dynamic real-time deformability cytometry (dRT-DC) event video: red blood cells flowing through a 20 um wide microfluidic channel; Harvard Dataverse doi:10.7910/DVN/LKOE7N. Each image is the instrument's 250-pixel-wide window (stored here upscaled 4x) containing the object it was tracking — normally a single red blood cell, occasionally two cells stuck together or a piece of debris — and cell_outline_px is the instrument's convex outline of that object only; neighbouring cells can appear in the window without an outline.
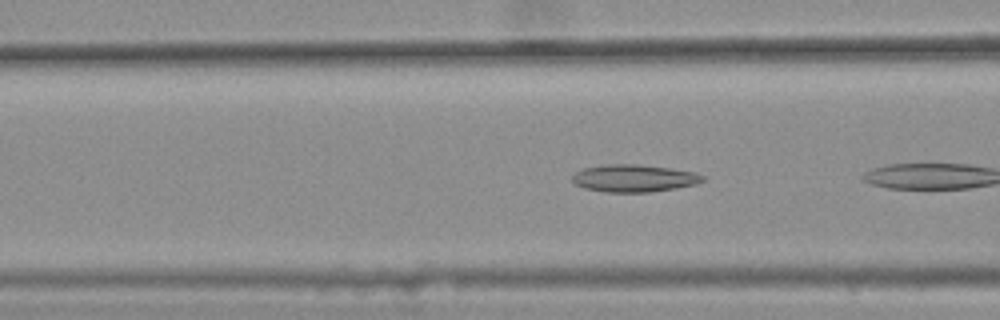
{"species": "common noctule bat (a hibernating species)", "species_latin": "Nyctalus noctula", "temperature_condition": "warm", "stored_images_in_passage": 9, "camera_frame_rate_fps": 3000, "um_per_image_px": 0.085, "animal": {"sex": "female", "body_mass_g": 25.1}, "frame": {"image": 1, "passage_image": 4, "time_ms": 1.0, "image_size_px": [1000, 320], "cell_outline_px": [[704, 180], [696, 184], [676, 188], [648, 192], [608, 192], [584, 188], [576, 184], [572, 180], [572, 176], [576, 172], [584, 168], [608, 164], [636, 164], [672, 168], [696, 172], [704, 176]], "centroid_in_image_um": [53.91, 15.14], "position_along_channel_um": 112.7, "area_um2": 20.75}}